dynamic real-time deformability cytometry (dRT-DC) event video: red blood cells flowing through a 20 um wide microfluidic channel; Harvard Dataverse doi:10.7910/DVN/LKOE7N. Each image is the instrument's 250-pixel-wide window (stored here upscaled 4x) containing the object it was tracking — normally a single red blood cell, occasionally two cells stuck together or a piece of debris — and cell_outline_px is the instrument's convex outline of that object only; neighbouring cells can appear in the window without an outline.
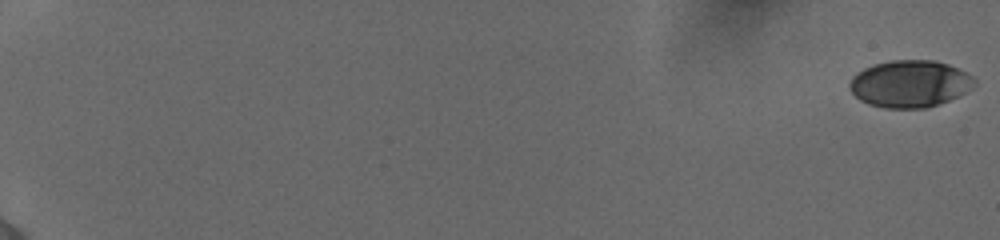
{"species": "human", "species_latin": "Homo sapiens", "temperature_condition": "cold", "stored_images_in_passage": 22, "camera_frame_rate_fps": 3000, "um_per_image_px": 0.085, "donor": {"sex": "female"}, "frame": {"image": 1, "passage_image": 1, "time_ms": 0.0, "image_size_px": [1000, 240], "cell_outline_px": [[976, 84], [972, 88], [948, 100], [924, 108], [884, 108], [868, 104], [860, 100], [848, 88], [848, 84], [852, 76], [856, 72], [872, 64], [892, 60], [932, 60], [948, 64], [972, 76], [976, 80]], "centroid_in_image_um": [77.28, 7.11], "position_along_channel_um": 7.7, "area_um2": 34.16}}
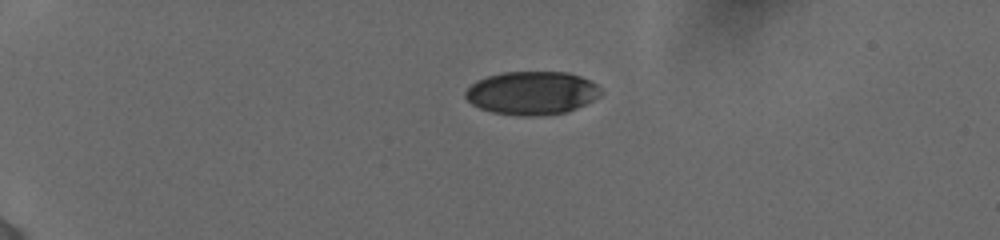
{"frame": {"image": 2, "passage_image": 16, "time_ms": 5.0, "image_size_px": [1000, 240], "cell_outline_px": [[604, 92], [600, 96], [576, 108], [564, 112], [536, 116], [520, 116], [492, 112], [480, 108], [472, 104], [464, 96], [464, 92], [476, 80], [488, 76], [504, 72], [568, 72], [580, 76], [596, 84]], "centroid_in_image_um": [45.2, 7.9], "position_along_channel_um": 39.8, "area_um2": 34.1}}
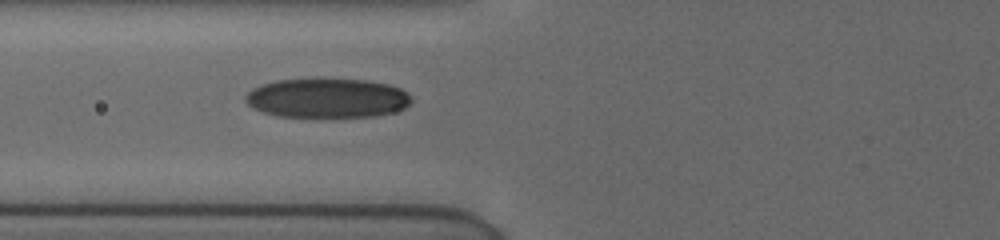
{"frame": {"image": 3, "passage_image": 22, "time_ms": 8.333, "image_size_px": [1000, 240], "cell_outline_px": [[412, 100], [404, 108], [392, 112], [372, 116], [276, 116], [264, 112], [248, 104], [244, 100], [244, 96], [252, 88], [276, 80], [320, 76], [368, 80], [388, 84], [400, 88]], "centroid_in_image_um": [27.77, 8.28], "position_along_channel_um": 98.0, "area_um2": 38.61}}